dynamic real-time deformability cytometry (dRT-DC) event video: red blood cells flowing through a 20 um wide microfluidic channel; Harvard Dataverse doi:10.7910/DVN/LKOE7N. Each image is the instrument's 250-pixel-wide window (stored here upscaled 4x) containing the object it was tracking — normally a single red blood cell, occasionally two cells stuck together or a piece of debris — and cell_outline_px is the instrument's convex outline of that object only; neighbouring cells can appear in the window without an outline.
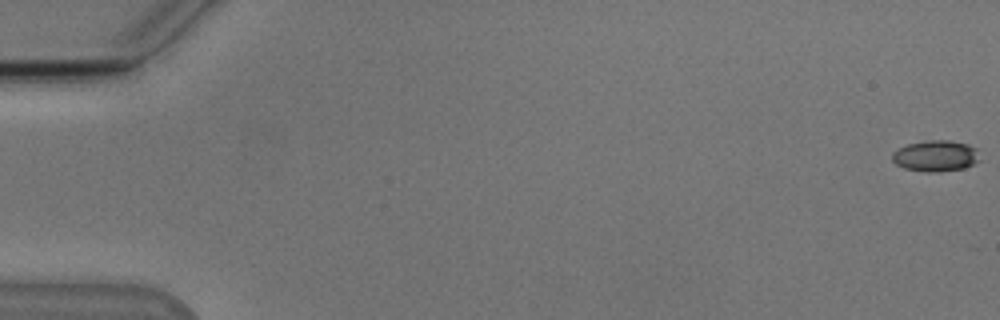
{"species": "Egyptian fruit bat (a non-hibernating species)", "species_latin": "Rousettus aegyptiacus", "temperature_condition": "cold", "stored_images_in_passage": 46, "camera_frame_rate_fps": 3000, "um_per_image_px": 0.085, "animal": {"sex": "male"}, "frame": {"image": 1, "passage_image": 1, "time_ms": 0.0, "image_size_px": [1000, 320], "cell_outline_px": [[980, 160], [964, 168], [936, 172], [928, 172], [904, 168], [896, 164], [892, 160], [892, 152], [908, 144], [924, 140], [948, 140], [968, 144], [976, 148]], "centroid_in_image_um": [79.53, 13.24], "position_along_channel_um": 5.5, "area_um2": 15.84}}
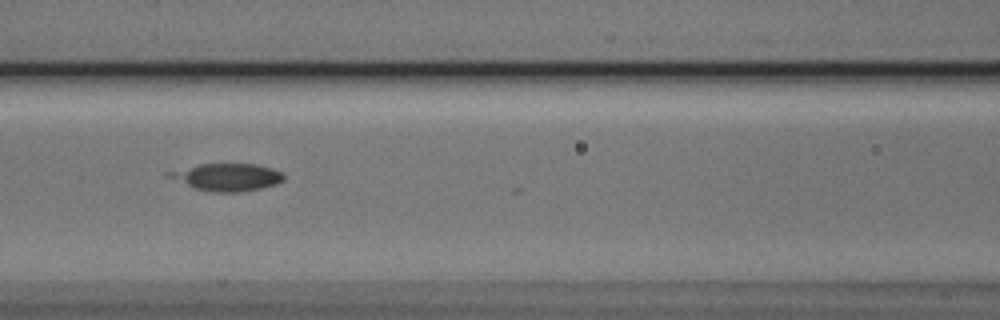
{"frame": {"image": 2, "passage_image": 25, "time_ms": 8.0, "image_size_px": [1000, 320], "cell_outline_px": [[284, 180], [276, 184], [260, 188], [240, 192], [212, 192], [196, 188], [164, 176], [164, 172], [200, 164], [256, 164], [272, 168], [280, 172], [284, 176]], "centroid_in_image_um": [19.26, 15.05], "position_along_channel_um": 147.3, "area_um2": 18.26}}
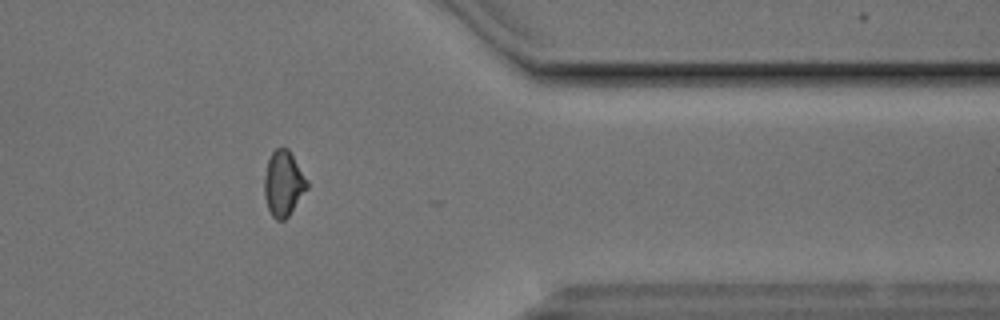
{"frame": {"image": 3, "passage_image": 45, "time_ms": 14.667, "image_size_px": [1000, 320], "cell_outline_px": [[308, 188], [288, 216], [284, 220], [276, 220], [272, 216], [268, 208], [264, 196], [264, 176], [268, 160], [272, 152], [276, 148], [288, 148], [308, 180]], "centroid_in_image_um": [24.09, 15.6], "position_along_channel_um": 387.3, "area_um2": 16.24}, "authors_computed_cell_mechanics": {"area_um2": 17.3689, "velocity_mm_per_s": 3.8358, "shape_relaxation_time_tau1_ms": 3.371, "shape_relaxation_time_tau2_ms": null, "deformation_change_tau1": 0.0725, "deformation_change_tau2": null}}